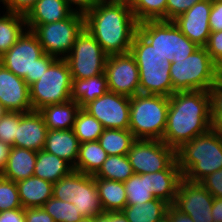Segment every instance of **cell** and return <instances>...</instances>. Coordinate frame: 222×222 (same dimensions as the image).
Wrapping results in <instances>:
<instances>
[{
    "label": "cell",
    "mask_w": 222,
    "mask_h": 222,
    "mask_svg": "<svg viewBox=\"0 0 222 222\" xmlns=\"http://www.w3.org/2000/svg\"><path fill=\"white\" fill-rule=\"evenodd\" d=\"M80 109L77 102L70 100L61 104L46 105L39 110L48 130L72 129Z\"/></svg>",
    "instance_id": "cell-25"
},
{
    "label": "cell",
    "mask_w": 222,
    "mask_h": 222,
    "mask_svg": "<svg viewBox=\"0 0 222 222\" xmlns=\"http://www.w3.org/2000/svg\"><path fill=\"white\" fill-rule=\"evenodd\" d=\"M107 58L101 45L84 27L65 60L72 79H85L104 74Z\"/></svg>",
    "instance_id": "cell-12"
},
{
    "label": "cell",
    "mask_w": 222,
    "mask_h": 222,
    "mask_svg": "<svg viewBox=\"0 0 222 222\" xmlns=\"http://www.w3.org/2000/svg\"><path fill=\"white\" fill-rule=\"evenodd\" d=\"M212 129L208 91H177L169 97L166 128L162 141L178 149Z\"/></svg>",
    "instance_id": "cell-2"
},
{
    "label": "cell",
    "mask_w": 222,
    "mask_h": 222,
    "mask_svg": "<svg viewBox=\"0 0 222 222\" xmlns=\"http://www.w3.org/2000/svg\"><path fill=\"white\" fill-rule=\"evenodd\" d=\"M39 39L44 53L65 59L71 52L78 34L85 27L83 13L74 12L69 18L42 25H26Z\"/></svg>",
    "instance_id": "cell-11"
},
{
    "label": "cell",
    "mask_w": 222,
    "mask_h": 222,
    "mask_svg": "<svg viewBox=\"0 0 222 222\" xmlns=\"http://www.w3.org/2000/svg\"><path fill=\"white\" fill-rule=\"evenodd\" d=\"M23 208L16 182L0 175V212Z\"/></svg>",
    "instance_id": "cell-38"
},
{
    "label": "cell",
    "mask_w": 222,
    "mask_h": 222,
    "mask_svg": "<svg viewBox=\"0 0 222 222\" xmlns=\"http://www.w3.org/2000/svg\"><path fill=\"white\" fill-rule=\"evenodd\" d=\"M72 77L65 59H57L35 83L29 86L32 110L71 100Z\"/></svg>",
    "instance_id": "cell-10"
},
{
    "label": "cell",
    "mask_w": 222,
    "mask_h": 222,
    "mask_svg": "<svg viewBox=\"0 0 222 222\" xmlns=\"http://www.w3.org/2000/svg\"><path fill=\"white\" fill-rule=\"evenodd\" d=\"M209 26L211 31H222V0H215L209 16Z\"/></svg>",
    "instance_id": "cell-45"
},
{
    "label": "cell",
    "mask_w": 222,
    "mask_h": 222,
    "mask_svg": "<svg viewBox=\"0 0 222 222\" xmlns=\"http://www.w3.org/2000/svg\"><path fill=\"white\" fill-rule=\"evenodd\" d=\"M22 118V112L7 111L0 118V141L13 145L17 132V125Z\"/></svg>",
    "instance_id": "cell-40"
},
{
    "label": "cell",
    "mask_w": 222,
    "mask_h": 222,
    "mask_svg": "<svg viewBox=\"0 0 222 222\" xmlns=\"http://www.w3.org/2000/svg\"><path fill=\"white\" fill-rule=\"evenodd\" d=\"M211 213L214 222H222V198H214Z\"/></svg>",
    "instance_id": "cell-51"
},
{
    "label": "cell",
    "mask_w": 222,
    "mask_h": 222,
    "mask_svg": "<svg viewBox=\"0 0 222 222\" xmlns=\"http://www.w3.org/2000/svg\"><path fill=\"white\" fill-rule=\"evenodd\" d=\"M208 92L212 130L222 136V78Z\"/></svg>",
    "instance_id": "cell-39"
},
{
    "label": "cell",
    "mask_w": 222,
    "mask_h": 222,
    "mask_svg": "<svg viewBox=\"0 0 222 222\" xmlns=\"http://www.w3.org/2000/svg\"><path fill=\"white\" fill-rule=\"evenodd\" d=\"M75 11L65 0H37L25 15L26 25H42L69 18Z\"/></svg>",
    "instance_id": "cell-22"
},
{
    "label": "cell",
    "mask_w": 222,
    "mask_h": 222,
    "mask_svg": "<svg viewBox=\"0 0 222 222\" xmlns=\"http://www.w3.org/2000/svg\"><path fill=\"white\" fill-rule=\"evenodd\" d=\"M202 1H209V2L213 3L215 0H202Z\"/></svg>",
    "instance_id": "cell-58"
},
{
    "label": "cell",
    "mask_w": 222,
    "mask_h": 222,
    "mask_svg": "<svg viewBox=\"0 0 222 222\" xmlns=\"http://www.w3.org/2000/svg\"><path fill=\"white\" fill-rule=\"evenodd\" d=\"M7 112V110L0 103V118Z\"/></svg>",
    "instance_id": "cell-56"
},
{
    "label": "cell",
    "mask_w": 222,
    "mask_h": 222,
    "mask_svg": "<svg viewBox=\"0 0 222 222\" xmlns=\"http://www.w3.org/2000/svg\"><path fill=\"white\" fill-rule=\"evenodd\" d=\"M109 91L132 97L140 93L139 70L134 57L129 53L110 55L105 64Z\"/></svg>",
    "instance_id": "cell-16"
},
{
    "label": "cell",
    "mask_w": 222,
    "mask_h": 222,
    "mask_svg": "<svg viewBox=\"0 0 222 222\" xmlns=\"http://www.w3.org/2000/svg\"><path fill=\"white\" fill-rule=\"evenodd\" d=\"M23 208L42 207L52 197L53 183L31 176L16 183Z\"/></svg>",
    "instance_id": "cell-24"
},
{
    "label": "cell",
    "mask_w": 222,
    "mask_h": 222,
    "mask_svg": "<svg viewBox=\"0 0 222 222\" xmlns=\"http://www.w3.org/2000/svg\"><path fill=\"white\" fill-rule=\"evenodd\" d=\"M57 58L44 53L36 34L26 29L16 43L0 57V64L31 86Z\"/></svg>",
    "instance_id": "cell-4"
},
{
    "label": "cell",
    "mask_w": 222,
    "mask_h": 222,
    "mask_svg": "<svg viewBox=\"0 0 222 222\" xmlns=\"http://www.w3.org/2000/svg\"><path fill=\"white\" fill-rule=\"evenodd\" d=\"M104 213L107 215V222H129L122 211Z\"/></svg>",
    "instance_id": "cell-52"
},
{
    "label": "cell",
    "mask_w": 222,
    "mask_h": 222,
    "mask_svg": "<svg viewBox=\"0 0 222 222\" xmlns=\"http://www.w3.org/2000/svg\"><path fill=\"white\" fill-rule=\"evenodd\" d=\"M36 160L37 151L12 146L1 176L16 183L25 180L33 176Z\"/></svg>",
    "instance_id": "cell-23"
},
{
    "label": "cell",
    "mask_w": 222,
    "mask_h": 222,
    "mask_svg": "<svg viewBox=\"0 0 222 222\" xmlns=\"http://www.w3.org/2000/svg\"><path fill=\"white\" fill-rule=\"evenodd\" d=\"M139 70L140 93L170 97L173 94L170 78L171 62L162 60L154 47L138 32L130 47Z\"/></svg>",
    "instance_id": "cell-6"
},
{
    "label": "cell",
    "mask_w": 222,
    "mask_h": 222,
    "mask_svg": "<svg viewBox=\"0 0 222 222\" xmlns=\"http://www.w3.org/2000/svg\"><path fill=\"white\" fill-rule=\"evenodd\" d=\"M7 12L19 13L26 15L35 5L37 0H0Z\"/></svg>",
    "instance_id": "cell-44"
},
{
    "label": "cell",
    "mask_w": 222,
    "mask_h": 222,
    "mask_svg": "<svg viewBox=\"0 0 222 222\" xmlns=\"http://www.w3.org/2000/svg\"><path fill=\"white\" fill-rule=\"evenodd\" d=\"M72 129L80 143L98 141L104 130L102 124L83 108L78 110Z\"/></svg>",
    "instance_id": "cell-34"
},
{
    "label": "cell",
    "mask_w": 222,
    "mask_h": 222,
    "mask_svg": "<svg viewBox=\"0 0 222 222\" xmlns=\"http://www.w3.org/2000/svg\"><path fill=\"white\" fill-rule=\"evenodd\" d=\"M0 222H25V208L0 212Z\"/></svg>",
    "instance_id": "cell-47"
},
{
    "label": "cell",
    "mask_w": 222,
    "mask_h": 222,
    "mask_svg": "<svg viewBox=\"0 0 222 222\" xmlns=\"http://www.w3.org/2000/svg\"><path fill=\"white\" fill-rule=\"evenodd\" d=\"M183 178L177 160L166 170L148 174L149 189L155 198L173 205L180 180Z\"/></svg>",
    "instance_id": "cell-20"
},
{
    "label": "cell",
    "mask_w": 222,
    "mask_h": 222,
    "mask_svg": "<svg viewBox=\"0 0 222 222\" xmlns=\"http://www.w3.org/2000/svg\"><path fill=\"white\" fill-rule=\"evenodd\" d=\"M134 174L166 170L176 160V150L162 140L136 139L127 153Z\"/></svg>",
    "instance_id": "cell-13"
},
{
    "label": "cell",
    "mask_w": 222,
    "mask_h": 222,
    "mask_svg": "<svg viewBox=\"0 0 222 222\" xmlns=\"http://www.w3.org/2000/svg\"><path fill=\"white\" fill-rule=\"evenodd\" d=\"M136 138L129 129H104L98 142L107 155H127Z\"/></svg>",
    "instance_id": "cell-32"
},
{
    "label": "cell",
    "mask_w": 222,
    "mask_h": 222,
    "mask_svg": "<svg viewBox=\"0 0 222 222\" xmlns=\"http://www.w3.org/2000/svg\"><path fill=\"white\" fill-rule=\"evenodd\" d=\"M167 214L172 222H194L189 215L180 212L173 205L168 206Z\"/></svg>",
    "instance_id": "cell-49"
},
{
    "label": "cell",
    "mask_w": 222,
    "mask_h": 222,
    "mask_svg": "<svg viewBox=\"0 0 222 222\" xmlns=\"http://www.w3.org/2000/svg\"><path fill=\"white\" fill-rule=\"evenodd\" d=\"M204 47L206 51L209 53L211 59L222 70V31L219 32L211 31L208 41Z\"/></svg>",
    "instance_id": "cell-41"
},
{
    "label": "cell",
    "mask_w": 222,
    "mask_h": 222,
    "mask_svg": "<svg viewBox=\"0 0 222 222\" xmlns=\"http://www.w3.org/2000/svg\"><path fill=\"white\" fill-rule=\"evenodd\" d=\"M169 97L138 93L130 97L129 130L136 139L162 140Z\"/></svg>",
    "instance_id": "cell-7"
},
{
    "label": "cell",
    "mask_w": 222,
    "mask_h": 222,
    "mask_svg": "<svg viewBox=\"0 0 222 222\" xmlns=\"http://www.w3.org/2000/svg\"><path fill=\"white\" fill-rule=\"evenodd\" d=\"M65 1L67 2V5L75 12L85 14L87 11L91 10L98 3L99 0H65Z\"/></svg>",
    "instance_id": "cell-48"
},
{
    "label": "cell",
    "mask_w": 222,
    "mask_h": 222,
    "mask_svg": "<svg viewBox=\"0 0 222 222\" xmlns=\"http://www.w3.org/2000/svg\"><path fill=\"white\" fill-rule=\"evenodd\" d=\"M99 1H109V0H99ZM114 1H127V0H114Z\"/></svg>",
    "instance_id": "cell-57"
},
{
    "label": "cell",
    "mask_w": 222,
    "mask_h": 222,
    "mask_svg": "<svg viewBox=\"0 0 222 222\" xmlns=\"http://www.w3.org/2000/svg\"><path fill=\"white\" fill-rule=\"evenodd\" d=\"M168 206L164 200L155 198L142 204L126 205L122 212L129 222H157L167 214Z\"/></svg>",
    "instance_id": "cell-31"
},
{
    "label": "cell",
    "mask_w": 222,
    "mask_h": 222,
    "mask_svg": "<svg viewBox=\"0 0 222 222\" xmlns=\"http://www.w3.org/2000/svg\"><path fill=\"white\" fill-rule=\"evenodd\" d=\"M124 188L127 195V205L142 204L155 199L152 190L149 189L148 174H133L124 182Z\"/></svg>",
    "instance_id": "cell-36"
},
{
    "label": "cell",
    "mask_w": 222,
    "mask_h": 222,
    "mask_svg": "<svg viewBox=\"0 0 222 222\" xmlns=\"http://www.w3.org/2000/svg\"><path fill=\"white\" fill-rule=\"evenodd\" d=\"M26 29L25 15L6 11L0 16V57L16 43Z\"/></svg>",
    "instance_id": "cell-30"
},
{
    "label": "cell",
    "mask_w": 222,
    "mask_h": 222,
    "mask_svg": "<svg viewBox=\"0 0 222 222\" xmlns=\"http://www.w3.org/2000/svg\"><path fill=\"white\" fill-rule=\"evenodd\" d=\"M157 222H172L171 218L168 214H165L160 220H158Z\"/></svg>",
    "instance_id": "cell-54"
},
{
    "label": "cell",
    "mask_w": 222,
    "mask_h": 222,
    "mask_svg": "<svg viewBox=\"0 0 222 222\" xmlns=\"http://www.w3.org/2000/svg\"><path fill=\"white\" fill-rule=\"evenodd\" d=\"M95 222H107V215L105 213L96 215Z\"/></svg>",
    "instance_id": "cell-53"
},
{
    "label": "cell",
    "mask_w": 222,
    "mask_h": 222,
    "mask_svg": "<svg viewBox=\"0 0 222 222\" xmlns=\"http://www.w3.org/2000/svg\"><path fill=\"white\" fill-rule=\"evenodd\" d=\"M25 222H54V219L43 207L25 208Z\"/></svg>",
    "instance_id": "cell-46"
},
{
    "label": "cell",
    "mask_w": 222,
    "mask_h": 222,
    "mask_svg": "<svg viewBox=\"0 0 222 222\" xmlns=\"http://www.w3.org/2000/svg\"><path fill=\"white\" fill-rule=\"evenodd\" d=\"M138 33L156 52L169 62L174 58L189 57L199 46L186 37L173 21L146 20L139 22Z\"/></svg>",
    "instance_id": "cell-8"
},
{
    "label": "cell",
    "mask_w": 222,
    "mask_h": 222,
    "mask_svg": "<svg viewBox=\"0 0 222 222\" xmlns=\"http://www.w3.org/2000/svg\"><path fill=\"white\" fill-rule=\"evenodd\" d=\"M176 160L184 179L200 182L222 169V136L212 129L176 149Z\"/></svg>",
    "instance_id": "cell-3"
},
{
    "label": "cell",
    "mask_w": 222,
    "mask_h": 222,
    "mask_svg": "<svg viewBox=\"0 0 222 222\" xmlns=\"http://www.w3.org/2000/svg\"><path fill=\"white\" fill-rule=\"evenodd\" d=\"M48 128L38 110L22 113L12 146L40 151L44 149Z\"/></svg>",
    "instance_id": "cell-19"
},
{
    "label": "cell",
    "mask_w": 222,
    "mask_h": 222,
    "mask_svg": "<svg viewBox=\"0 0 222 222\" xmlns=\"http://www.w3.org/2000/svg\"><path fill=\"white\" fill-rule=\"evenodd\" d=\"M79 147L80 142L73 129L48 130L43 150L67 161L74 168Z\"/></svg>",
    "instance_id": "cell-21"
},
{
    "label": "cell",
    "mask_w": 222,
    "mask_h": 222,
    "mask_svg": "<svg viewBox=\"0 0 222 222\" xmlns=\"http://www.w3.org/2000/svg\"><path fill=\"white\" fill-rule=\"evenodd\" d=\"M83 109L95 117L104 129H129L130 97L107 91Z\"/></svg>",
    "instance_id": "cell-15"
},
{
    "label": "cell",
    "mask_w": 222,
    "mask_h": 222,
    "mask_svg": "<svg viewBox=\"0 0 222 222\" xmlns=\"http://www.w3.org/2000/svg\"><path fill=\"white\" fill-rule=\"evenodd\" d=\"M72 170H74L73 167L67 161L45 150H40L37 152L33 176L56 183Z\"/></svg>",
    "instance_id": "cell-27"
},
{
    "label": "cell",
    "mask_w": 222,
    "mask_h": 222,
    "mask_svg": "<svg viewBox=\"0 0 222 222\" xmlns=\"http://www.w3.org/2000/svg\"><path fill=\"white\" fill-rule=\"evenodd\" d=\"M107 91L109 88L105 73L91 78L72 79L71 100L83 108L89 102L103 96Z\"/></svg>",
    "instance_id": "cell-26"
},
{
    "label": "cell",
    "mask_w": 222,
    "mask_h": 222,
    "mask_svg": "<svg viewBox=\"0 0 222 222\" xmlns=\"http://www.w3.org/2000/svg\"><path fill=\"white\" fill-rule=\"evenodd\" d=\"M104 212L122 211L127 205L124 182L94 178Z\"/></svg>",
    "instance_id": "cell-28"
},
{
    "label": "cell",
    "mask_w": 222,
    "mask_h": 222,
    "mask_svg": "<svg viewBox=\"0 0 222 222\" xmlns=\"http://www.w3.org/2000/svg\"><path fill=\"white\" fill-rule=\"evenodd\" d=\"M79 222H95V216L94 217H84L81 221Z\"/></svg>",
    "instance_id": "cell-55"
},
{
    "label": "cell",
    "mask_w": 222,
    "mask_h": 222,
    "mask_svg": "<svg viewBox=\"0 0 222 222\" xmlns=\"http://www.w3.org/2000/svg\"><path fill=\"white\" fill-rule=\"evenodd\" d=\"M199 0H167L166 21H173Z\"/></svg>",
    "instance_id": "cell-42"
},
{
    "label": "cell",
    "mask_w": 222,
    "mask_h": 222,
    "mask_svg": "<svg viewBox=\"0 0 222 222\" xmlns=\"http://www.w3.org/2000/svg\"><path fill=\"white\" fill-rule=\"evenodd\" d=\"M200 183L214 198H222V169L207 175Z\"/></svg>",
    "instance_id": "cell-43"
},
{
    "label": "cell",
    "mask_w": 222,
    "mask_h": 222,
    "mask_svg": "<svg viewBox=\"0 0 222 222\" xmlns=\"http://www.w3.org/2000/svg\"><path fill=\"white\" fill-rule=\"evenodd\" d=\"M0 103L11 112L26 113L32 111L29 98V86L23 78L0 64Z\"/></svg>",
    "instance_id": "cell-18"
},
{
    "label": "cell",
    "mask_w": 222,
    "mask_h": 222,
    "mask_svg": "<svg viewBox=\"0 0 222 222\" xmlns=\"http://www.w3.org/2000/svg\"><path fill=\"white\" fill-rule=\"evenodd\" d=\"M107 156L98 141L80 143L78 158L73 169L94 176L102 167Z\"/></svg>",
    "instance_id": "cell-29"
},
{
    "label": "cell",
    "mask_w": 222,
    "mask_h": 222,
    "mask_svg": "<svg viewBox=\"0 0 222 222\" xmlns=\"http://www.w3.org/2000/svg\"><path fill=\"white\" fill-rule=\"evenodd\" d=\"M127 2L138 22L146 20L166 21L167 0H127Z\"/></svg>",
    "instance_id": "cell-35"
},
{
    "label": "cell",
    "mask_w": 222,
    "mask_h": 222,
    "mask_svg": "<svg viewBox=\"0 0 222 222\" xmlns=\"http://www.w3.org/2000/svg\"><path fill=\"white\" fill-rule=\"evenodd\" d=\"M52 196L74 204L83 217L104 213L94 177L77 170L53 183Z\"/></svg>",
    "instance_id": "cell-9"
},
{
    "label": "cell",
    "mask_w": 222,
    "mask_h": 222,
    "mask_svg": "<svg viewBox=\"0 0 222 222\" xmlns=\"http://www.w3.org/2000/svg\"><path fill=\"white\" fill-rule=\"evenodd\" d=\"M214 197L200 182L182 178L179 182L173 206L189 215L194 222H214L212 206Z\"/></svg>",
    "instance_id": "cell-14"
},
{
    "label": "cell",
    "mask_w": 222,
    "mask_h": 222,
    "mask_svg": "<svg viewBox=\"0 0 222 222\" xmlns=\"http://www.w3.org/2000/svg\"><path fill=\"white\" fill-rule=\"evenodd\" d=\"M170 67L173 93L209 91L222 78V70L211 59L205 47H199L187 58H174Z\"/></svg>",
    "instance_id": "cell-5"
},
{
    "label": "cell",
    "mask_w": 222,
    "mask_h": 222,
    "mask_svg": "<svg viewBox=\"0 0 222 222\" xmlns=\"http://www.w3.org/2000/svg\"><path fill=\"white\" fill-rule=\"evenodd\" d=\"M84 17L85 28L108 56L129 53L139 22L127 1H98Z\"/></svg>",
    "instance_id": "cell-1"
},
{
    "label": "cell",
    "mask_w": 222,
    "mask_h": 222,
    "mask_svg": "<svg viewBox=\"0 0 222 222\" xmlns=\"http://www.w3.org/2000/svg\"><path fill=\"white\" fill-rule=\"evenodd\" d=\"M42 207L54 219V222H79L84 218L74 204L53 196Z\"/></svg>",
    "instance_id": "cell-37"
},
{
    "label": "cell",
    "mask_w": 222,
    "mask_h": 222,
    "mask_svg": "<svg viewBox=\"0 0 222 222\" xmlns=\"http://www.w3.org/2000/svg\"><path fill=\"white\" fill-rule=\"evenodd\" d=\"M11 147V145L0 141V175L6 167Z\"/></svg>",
    "instance_id": "cell-50"
},
{
    "label": "cell",
    "mask_w": 222,
    "mask_h": 222,
    "mask_svg": "<svg viewBox=\"0 0 222 222\" xmlns=\"http://www.w3.org/2000/svg\"><path fill=\"white\" fill-rule=\"evenodd\" d=\"M133 174L134 171L127 155H109L93 177L125 182Z\"/></svg>",
    "instance_id": "cell-33"
},
{
    "label": "cell",
    "mask_w": 222,
    "mask_h": 222,
    "mask_svg": "<svg viewBox=\"0 0 222 222\" xmlns=\"http://www.w3.org/2000/svg\"><path fill=\"white\" fill-rule=\"evenodd\" d=\"M211 8L212 2L199 0L173 20L181 32L199 47L206 45L211 32L209 26Z\"/></svg>",
    "instance_id": "cell-17"
}]
</instances>
